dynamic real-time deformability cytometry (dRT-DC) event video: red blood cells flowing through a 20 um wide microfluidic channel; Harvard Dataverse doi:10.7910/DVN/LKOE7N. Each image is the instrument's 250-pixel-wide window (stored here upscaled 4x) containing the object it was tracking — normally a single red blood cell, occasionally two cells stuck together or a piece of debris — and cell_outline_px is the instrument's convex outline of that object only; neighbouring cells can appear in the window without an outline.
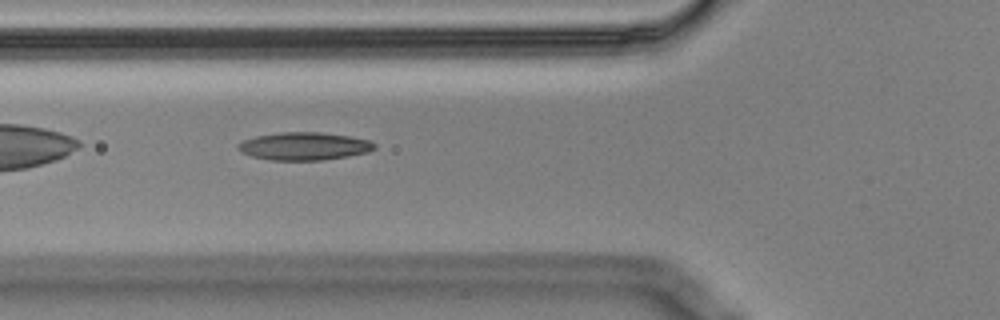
{"species": "Egyptian fruit bat (a non-hibernating species)", "species_latin": "Rousettus aegyptiacus", "temperature_condition": "cold", "stored_images_in_passage": 5, "camera_frame_rate_fps": 3000, "um_per_image_px": 0.085, "animal": {"sex": "male"}, "frame": {"image": 1, "passage_image": 5, "time_ms": 1.333, "image_size_px": [1000, 320], "cell_outline_px": [[376, 148], [368, 152], [348, 156], [320, 160], [272, 160], [252, 156], [240, 152], [236, 148], [236, 144], [244, 140], [256, 136], [280, 132], [320, 132], [348, 136], [368, 140], [376, 144]], "centroid_in_image_um": [25.83, 12.42], "position_along_channel_um": 100.0, "area_um2": 22.08}}